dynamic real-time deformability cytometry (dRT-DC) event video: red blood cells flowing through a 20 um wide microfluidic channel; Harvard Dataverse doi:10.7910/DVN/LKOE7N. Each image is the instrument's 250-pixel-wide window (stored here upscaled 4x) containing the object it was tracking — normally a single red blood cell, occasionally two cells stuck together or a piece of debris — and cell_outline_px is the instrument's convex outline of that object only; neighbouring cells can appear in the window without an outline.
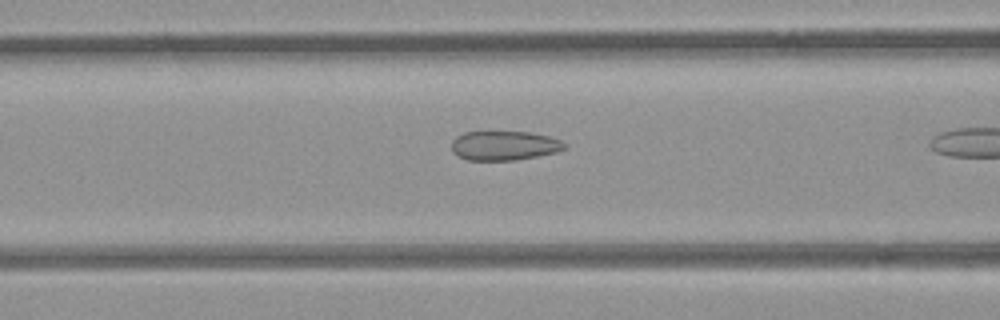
{"species": "common noctule bat (a hibernating species)", "species_latin": "Nyctalus noctula", "temperature_condition": "room temperature", "stored_images_in_passage": 15, "camera_frame_rate_fps": 3000, "um_per_image_px": 0.085, "animal": {"sex": "female", "body_mass_g": 21.9}, "frame": {"image": 1, "passage_image": 11, "time_ms": 3.333, "image_size_px": [1000, 320], "cell_outline_px": [[564, 148], [556, 152], [516, 160], [468, 160], [452, 152], [452, 140], [456, 136], [464, 132], [528, 132], [548, 136], [560, 140], [564, 144]], "centroid_in_image_um": [42.82, 12.37], "position_along_channel_um": 123.8, "area_um2": 19.07}}